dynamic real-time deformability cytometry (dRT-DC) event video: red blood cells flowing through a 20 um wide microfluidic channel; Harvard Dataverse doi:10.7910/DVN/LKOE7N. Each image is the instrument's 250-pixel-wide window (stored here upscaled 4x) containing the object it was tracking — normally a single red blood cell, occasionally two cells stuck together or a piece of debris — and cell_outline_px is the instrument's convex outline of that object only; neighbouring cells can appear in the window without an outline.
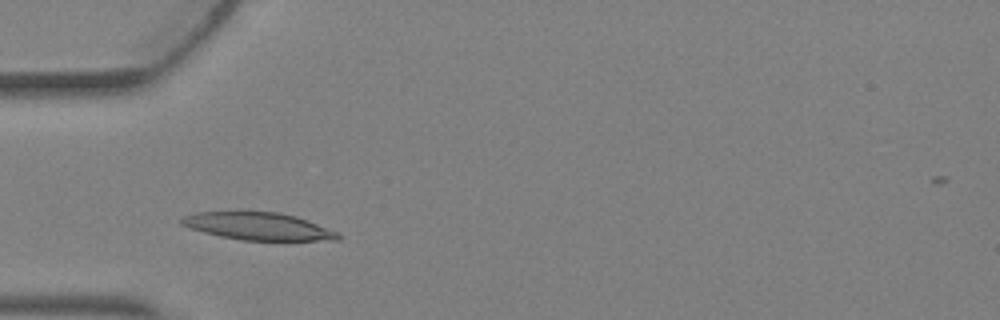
{"species": "Egyptian fruit bat (a non-hibernating species)", "species_latin": "Rousettus aegyptiacus", "temperature_condition": "warm", "stored_images_in_passage": 2, "camera_frame_rate_fps": 3000, "um_per_image_px": 0.085, "animal": {"sex": "female"}, "frame": {"image": 1, "passage_image": 1, "time_ms": 0.0, "image_size_px": [1000, 320], "cell_outline_px": [[344, 236], [340, 240], [240, 240], [220, 236], [204, 232], [180, 224], [180, 220], [184, 216], [196, 212], [236, 208], [280, 212], [296, 216], [308, 220], [340, 232]], "centroid_in_image_um": [21.94, 19.17], "position_along_channel_um": 63.1, "area_um2": 26.3}}
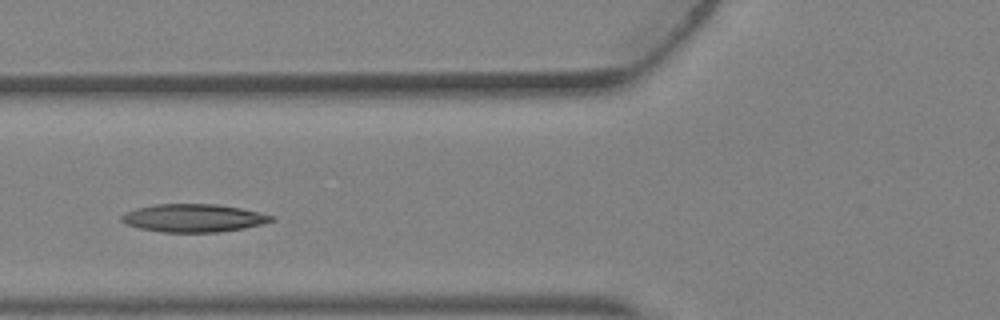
{"frame": {"image": 2, "passage_image": 2, "time_ms": 0.333, "image_size_px": [1000, 320], "cell_outline_px": [[276, 220], [244, 228], [220, 232], [160, 232], [140, 228], [128, 224], [120, 220], [120, 216], [124, 212], [136, 208], [156, 204], [216, 204], [240, 208], [260, 212], [276, 216]], "centroid_in_image_um": [16.46, 18.53], "position_along_channel_um": 109.3, "area_um2": 24.51}}